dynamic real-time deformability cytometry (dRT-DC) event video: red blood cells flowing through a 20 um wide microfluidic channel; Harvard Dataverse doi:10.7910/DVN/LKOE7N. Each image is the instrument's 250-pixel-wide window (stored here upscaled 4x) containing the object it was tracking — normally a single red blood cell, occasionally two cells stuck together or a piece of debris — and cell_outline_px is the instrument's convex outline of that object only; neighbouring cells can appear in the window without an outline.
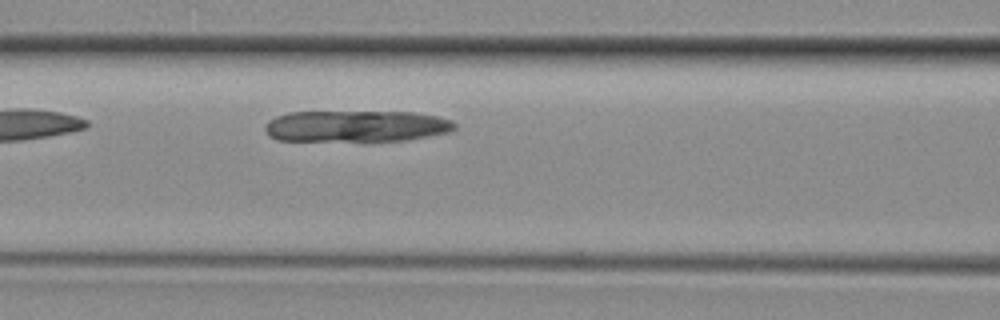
{"species": "common noctule bat (a hibernating species)", "species_latin": "Nyctalus noctula", "temperature_condition": "room temperature", "stored_images_in_passage": 19, "camera_frame_rate_fps": 3000, "um_per_image_px": 0.085, "animal": {"sex": "female", "body_mass_g": 29.2, "forearm_length_mm": 56.3}, "frame": {"image": 1, "passage_image": 9, "time_ms": 2.667, "image_size_px": [1000, 320], "cell_outline_px": [[448, 124], [444, 128], [428, 132], [408, 136], [308, 140], [292, 140], [276, 136], [272, 132], [364, 112], [424, 120]], "centroid_in_image_um": [30.64, 10.86], "position_along_channel_um": 136.0, "area_um2": 21.21}}